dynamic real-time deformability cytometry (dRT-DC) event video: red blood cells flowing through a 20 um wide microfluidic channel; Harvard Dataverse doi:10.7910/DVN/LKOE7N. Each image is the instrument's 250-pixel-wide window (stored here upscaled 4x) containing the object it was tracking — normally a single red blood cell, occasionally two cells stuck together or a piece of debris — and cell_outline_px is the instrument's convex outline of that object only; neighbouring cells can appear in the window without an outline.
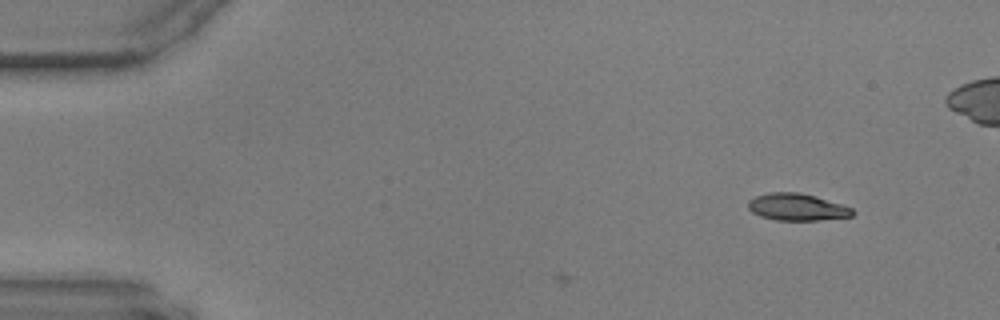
{"species": "common noctule bat (a hibernating species)", "species_latin": "Nyctalus noctula", "temperature_condition": "warm", "stored_images_in_passage": 2, "camera_frame_rate_fps": 3000, "um_per_image_px": 0.085, "animal": {"sex": "male", "body_mass_g": 17.9, "forearm_length_mm": 54.2}, "frame": {"image": 1, "passage_image": 2, "time_ms": 0.333, "image_size_px": [1000, 320], "cell_outline_px": [[856, 212], [852, 216], [820, 220], [776, 220], [760, 216], [752, 212], [748, 208], [748, 200], [756, 196], [768, 192], [800, 192], [816, 196], [852, 208]], "centroid_in_image_um": [67.73, 17.59], "position_along_channel_um": 17.3, "area_um2": 16.47}}